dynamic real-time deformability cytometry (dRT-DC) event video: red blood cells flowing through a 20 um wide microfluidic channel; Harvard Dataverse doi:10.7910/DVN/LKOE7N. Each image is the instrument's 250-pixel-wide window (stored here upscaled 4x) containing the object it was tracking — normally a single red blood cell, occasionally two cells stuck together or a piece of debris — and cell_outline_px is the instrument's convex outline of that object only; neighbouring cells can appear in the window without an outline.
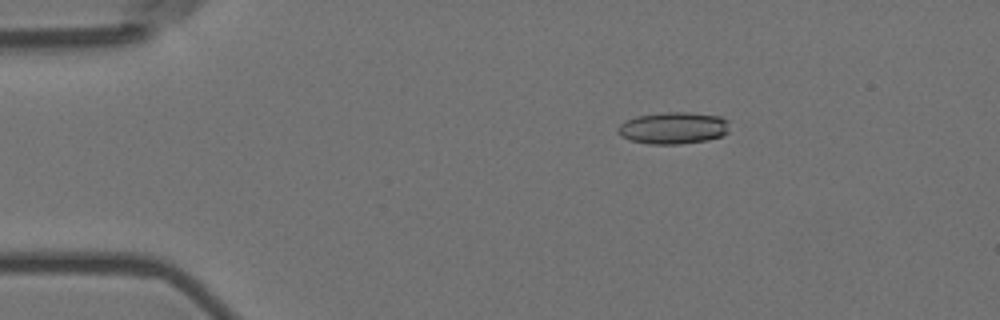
{"species": "Egyptian fruit bat (a non-hibernating species)", "species_latin": "Rousettus aegyptiacus", "temperature_condition": "room temperature", "stored_images_in_passage": 5, "camera_frame_rate_fps": 3000, "um_per_image_px": 0.085, "animal": {"sex": "female"}, "frame": {"image": 1, "passage_image": 3, "time_ms": 0.667, "image_size_px": [1000, 320], "cell_outline_px": [[728, 132], [720, 136], [708, 140], [680, 144], [648, 144], [632, 140], [620, 136], [616, 132], [616, 128], [624, 120], [636, 116], [664, 112], [688, 112], [720, 116], [728, 120]], "centroid_in_image_um": [57.2, 10.87], "position_along_channel_um": 27.8, "area_um2": 20.92}}